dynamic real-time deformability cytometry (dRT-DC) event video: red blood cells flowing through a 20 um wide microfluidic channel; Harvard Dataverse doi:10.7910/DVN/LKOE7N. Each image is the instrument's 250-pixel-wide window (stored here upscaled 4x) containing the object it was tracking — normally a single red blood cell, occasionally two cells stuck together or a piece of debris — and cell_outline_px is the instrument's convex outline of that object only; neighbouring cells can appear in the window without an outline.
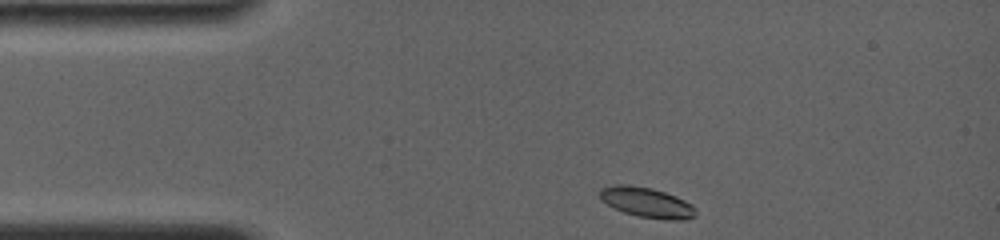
{"species": "common noctule bat (a hibernating species)", "species_latin": "Nyctalus noctula", "temperature_condition": "room temperature", "stored_images_in_passage": 48, "camera_frame_rate_fps": 4000, "um_per_image_px": 0.085, "animal": {"sex": "female", "body_mass_g": 19.0, "forearm_length_mm": 56.7}, "frame": {"image": 1, "passage_image": 1, "time_ms": 0.0, "image_size_px": [1000, 240], "cell_outline_px": [[696, 216], [688, 220], [668, 220], [636, 216], [624, 212], [600, 200], [600, 188], [616, 184], [628, 184], [652, 188], [676, 196], [692, 204], [696, 208]], "centroid_in_image_um": [55.01, 17.21], "position_along_channel_um": 30.0, "area_um2": 16.99}}
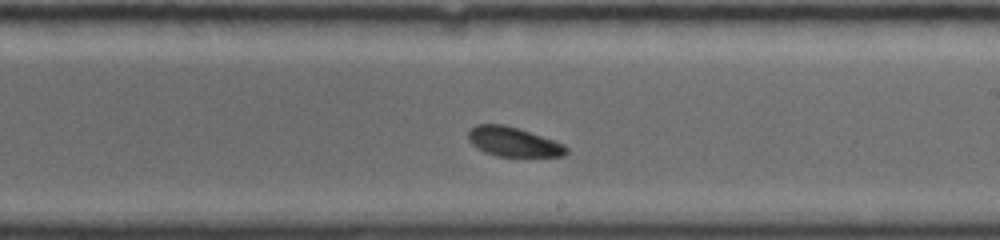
{"frame": {"image": 2, "passage_image": 28, "time_ms": 6.75, "image_size_px": [1000, 240], "cell_outline_px": [[568, 152], [564, 156], [496, 156], [484, 152], [472, 144], [468, 140], [468, 132], [476, 124], [504, 124], [564, 144], [568, 148]], "centroid_in_image_um": [43.61, 12.06], "position_along_channel_um": 245.4, "area_um2": 16.59}}
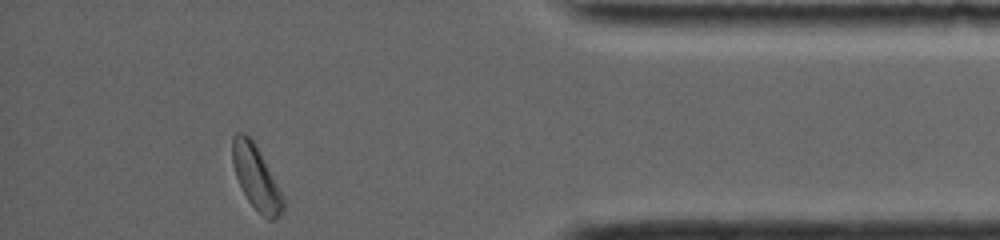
{"frame": {"image": 3, "passage_image": 48, "time_ms": 11.75, "image_size_px": [1000, 240], "cell_outline_px": [[284, 208], [280, 216], [272, 220], [268, 220], [248, 200], [236, 176], [232, 160], [232, 136], [236, 132], [244, 132], [252, 140], [280, 192], [284, 200]], "centroid_in_image_um": [21.74, 15.09], "position_along_channel_um": 413.5, "area_um2": 17.98}, "authors_computed_cell_mechanics": {"area_um2": 16.9354, "velocity_mm_per_s": 3.8271, "shape_relaxation_time_tau1_ms": 6.7995, "shape_relaxation_time_tau2_ms": 7.5532, "deformation_change_tau1": 0.2445, "deformation_change_tau2": 0.1565}}